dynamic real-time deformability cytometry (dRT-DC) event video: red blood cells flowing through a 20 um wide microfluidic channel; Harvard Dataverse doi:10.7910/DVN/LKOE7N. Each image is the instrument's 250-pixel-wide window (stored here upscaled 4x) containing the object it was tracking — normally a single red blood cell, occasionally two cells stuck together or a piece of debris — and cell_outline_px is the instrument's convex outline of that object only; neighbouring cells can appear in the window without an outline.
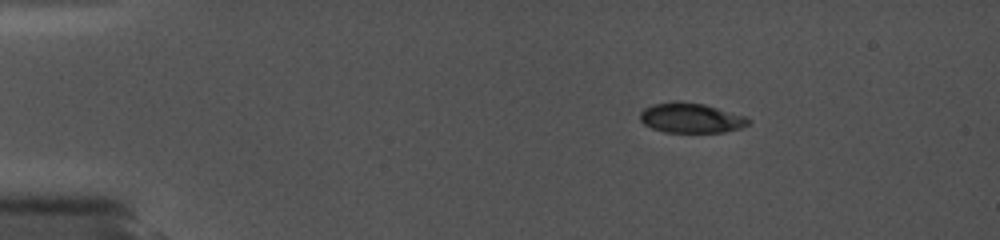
{"species": "common noctule bat (a hibernating species)", "species_latin": "Nyctalus noctula", "temperature_condition": "cold", "stored_images_in_passage": 68, "camera_frame_rate_fps": 5000, "um_per_image_px": 0.085, "animal": {"sex": "female", "body_mass_g": 19.0, "forearm_length_mm": 56.7}, "frame": {"image": 1, "passage_image": 8, "time_ms": 2.4, "image_size_px": [1000, 240], "cell_outline_px": [[752, 124], [740, 128], [724, 132], [664, 132], [652, 128], [644, 124], [640, 120], [640, 112], [644, 108], [652, 104], [672, 100], [676, 100], [704, 104], [744, 116], [752, 120]], "centroid_in_image_um": [58.72, 10.02], "position_along_channel_um": 26.3, "area_um2": 19.07}}
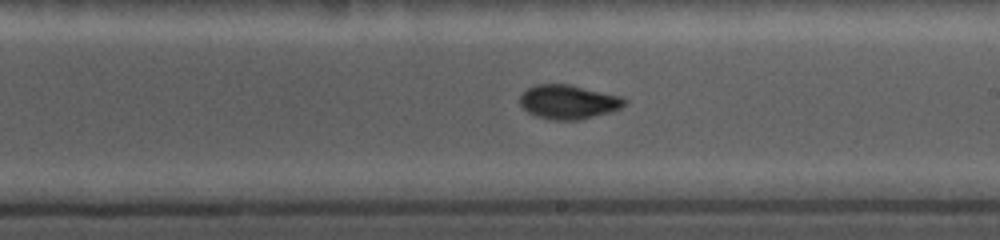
{"frame": {"image": 2, "passage_image": 42, "time_ms": 10.2, "image_size_px": [1000, 240], "cell_outline_px": [[628, 100], [620, 108], [612, 112], [580, 120], [552, 120], [536, 116], [528, 112], [520, 104], [520, 96], [528, 88], [536, 84], [572, 84], [620, 96]], "centroid_in_image_um": [48.33, 8.66], "position_along_channel_um": 240.7, "area_um2": 20.92}}
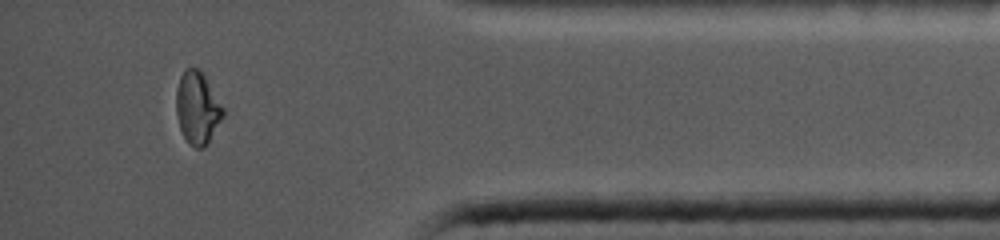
{"frame": {"image": 3, "passage_image": 63, "time_ms": 15.2, "image_size_px": [1000, 240], "cell_outline_px": [[224, 116], [208, 144], [204, 148], [196, 148], [188, 144], [180, 128], [176, 112], [176, 88], [180, 76], [184, 68], [196, 68], [204, 76], [224, 108]], "centroid_in_image_um": [16.77, 9.21], "position_along_channel_um": 418.4, "area_um2": 19.77}}